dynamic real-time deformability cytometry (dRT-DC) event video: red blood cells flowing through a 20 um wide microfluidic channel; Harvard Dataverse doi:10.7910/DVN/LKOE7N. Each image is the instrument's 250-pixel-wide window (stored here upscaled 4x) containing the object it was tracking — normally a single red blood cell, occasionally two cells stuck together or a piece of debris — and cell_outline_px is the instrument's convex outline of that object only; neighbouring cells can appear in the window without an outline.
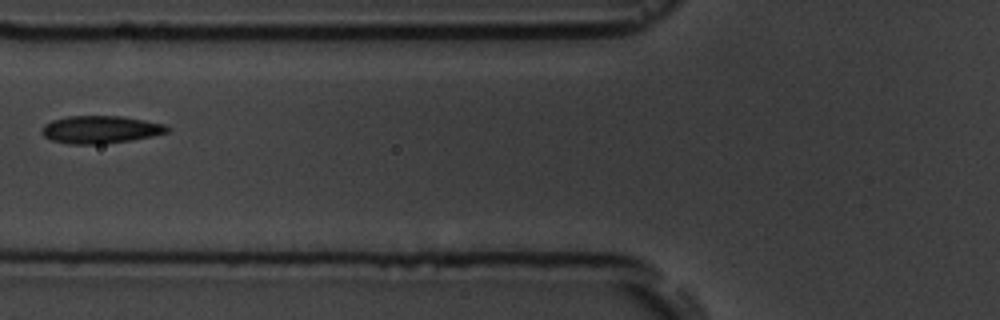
{"species": "common noctule bat (a hibernating species)", "species_latin": "Nyctalus noctula", "temperature_condition": "room temperature", "stored_images_in_passage": 9, "camera_frame_rate_fps": 3000, "um_per_image_px": 0.085, "animal": {"sex": "male", "body_mass_g": 19.5, "forearm_length_mm": 54.6}, "frame": {"image": 1, "passage_image": 6, "time_ms": 6.667, "image_size_px": [1000, 320], "cell_outline_px": [[172, 128], [168, 132], [152, 136], [132, 140], [100, 144], [68, 144], [52, 140], [44, 136], [40, 132], [40, 128], [44, 124], [52, 120], [68, 116], [124, 116], [164, 124]], "centroid_in_image_um": [8.53, 11.01], "position_along_channel_um": 117.3, "area_um2": 20.35}}
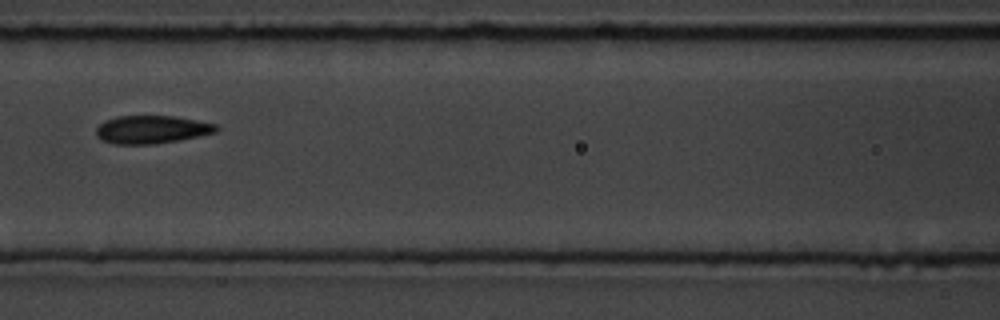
{"frame": {"image": 2, "passage_image": 7, "time_ms": 7.667, "image_size_px": [1000, 320], "cell_outline_px": [[220, 128], [216, 132], [200, 136], [156, 144], [112, 144], [100, 140], [96, 136], [96, 128], [104, 120], [116, 116], [176, 116], [216, 124]], "centroid_in_image_um": [12.87, 11.01], "position_along_channel_um": 153.7, "area_um2": 19.83}}
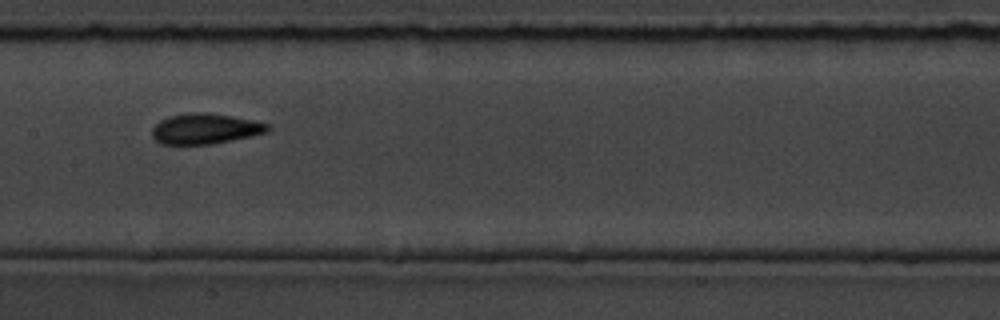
{"frame": {"image": 3, "passage_image": 8, "time_ms": 8.667, "image_size_px": [1000, 320], "cell_outline_px": [[272, 128], [268, 132], [252, 136], [212, 144], [160, 144], [152, 136], [152, 128], [160, 120], [168, 116], [192, 112], [208, 112], [232, 116], [252, 120], [268, 124]], "centroid_in_image_um": [17.45, 10.94], "position_along_channel_um": 190.0, "area_um2": 20.63}}